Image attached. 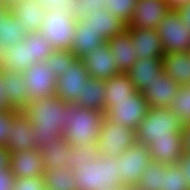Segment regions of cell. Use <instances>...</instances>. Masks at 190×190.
<instances>
[{"label":"cell","mask_w":190,"mask_h":190,"mask_svg":"<svg viewBox=\"0 0 190 190\" xmlns=\"http://www.w3.org/2000/svg\"><path fill=\"white\" fill-rule=\"evenodd\" d=\"M66 105L65 101L53 95L29 101L23 110L33 125L34 138L40 150L64 135Z\"/></svg>","instance_id":"cell-1"},{"label":"cell","mask_w":190,"mask_h":190,"mask_svg":"<svg viewBox=\"0 0 190 190\" xmlns=\"http://www.w3.org/2000/svg\"><path fill=\"white\" fill-rule=\"evenodd\" d=\"M77 190H120L126 187L120 177V159L100 156L78 165L72 171Z\"/></svg>","instance_id":"cell-2"},{"label":"cell","mask_w":190,"mask_h":190,"mask_svg":"<svg viewBox=\"0 0 190 190\" xmlns=\"http://www.w3.org/2000/svg\"><path fill=\"white\" fill-rule=\"evenodd\" d=\"M104 116L102 111L67 104L63 136L73 148L98 142Z\"/></svg>","instance_id":"cell-3"},{"label":"cell","mask_w":190,"mask_h":190,"mask_svg":"<svg viewBox=\"0 0 190 190\" xmlns=\"http://www.w3.org/2000/svg\"><path fill=\"white\" fill-rule=\"evenodd\" d=\"M182 127V121L169 108H149L136 128V140L149 147L155 140L171 139L175 133H181Z\"/></svg>","instance_id":"cell-4"},{"label":"cell","mask_w":190,"mask_h":190,"mask_svg":"<svg viewBox=\"0 0 190 190\" xmlns=\"http://www.w3.org/2000/svg\"><path fill=\"white\" fill-rule=\"evenodd\" d=\"M77 18L62 12L58 7L47 10L40 32L54 50H70L75 38Z\"/></svg>","instance_id":"cell-5"},{"label":"cell","mask_w":190,"mask_h":190,"mask_svg":"<svg viewBox=\"0 0 190 190\" xmlns=\"http://www.w3.org/2000/svg\"><path fill=\"white\" fill-rule=\"evenodd\" d=\"M137 143L135 131L129 127L117 125L104 116L98 137L100 155L118 158L128 148Z\"/></svg>","instance_id":"cell-6"},{"label":"cell","mask_w":190,"mask_h":190,"mask_svg":"<svg viewBox=\"0 0 190 190\" xmlns=\"http://www.w3.org/2000/svg\"><path fill=\"white\" fill-rule=\"evenodd\" d=\"M149 108L148 101L144 98L143 93L136 91L128 99L113 101L104 115L115 124L126 126L136 131Z\"/></svg>","instance_id":"cell-7"},{"label":"cell","mask_w":190,"mask_h":190,"mask_svg":"<svg viewBox=\"0 0 190 190\" xmlns=\"http://www.w3.org/2000/svg\"><path fill=\"white\" fill-rule=\"evenodd\" d=\"M164 54L190 51V29L186 27L177 10L170 9L157 27Z\"/></svg>","instance_id":"cell-8"},{"label":"cell","mask_w":190,"mask_h":190,"mask_svg":"<svg viewBox=\"0 0 190 190\" xmlns=\"http://www.w3.org/2000/svg\"><path fill=\"white\" fill-rule=\"evenodd\" d=\"M22 74L27 87L28 102L33 99H43L55 95L57 77L46 60L34 63Z\"/></svg>","instance_id":"cell-9"},{"label":"cell","mask_w":190,"mask_h":190,"mask_svg":"<svg viewBox=\"0 0 190 190\" xmlns=\"http://www.w3.org/2000/svg\"><path fill=\"white\" fill-rule=\"evenodd\" d=\"M120 159V177L126 187L137 186L143 171L152 161L148 147L136 143L118 156Z\"/></svg>","instance_id":"cell-10"},{"label":"cell","mask_w":190,"mask_h":190,"mask_svg":"<svg viewBox=\"0 0 190 190\" xmlns=\"http://www.w3.org/2000/svg\"><path fill=\"white\" fill-rule=\"evenodd\" d=\"M90 78L82 59L77 58L68 69L57 77L55 95L67 104H76L77 98L84 89L85 82Z\"/></svg>","instance_id":"cell-11"},{"label":"cell","mask_w":190,"mask_h":190,"mask_svg":"<svg viewBox=\"0 0 190 190\" xmlns=\"http://www.w3.org/2000/svg\"><path fill=\"white\" fill-rule=\"evenodd\" d=\"M81 59L91 78L107 80L121 73L115 65V57L107 42L93 52L85 54Z\"/></svg>","instance_id":"cell-12"},{"label":"cell","mask_w":190,"mask_h":190,"mask_svg":"<svg viewBox=\"0 0 190 190\" xmlns=\"http://www.w3.org/2000/svg\"><path fill=\"white\" fill-rule=\"evenodd\" d=\"M169 10L165 0H137L127 27L157 29Z\"/></svg>","instance_id":"cell-13"},{"label":"cell","mask_w":190,"mask_h":190,"mask_svg":"<svg viewBox=\"0 0 190 190\" xmlns=\"http://www.w3.org/2000/svg\"><path fill=\"white\" fill-rule=\"evenodd\" d=\"M11 132L8 134V141L5 144L11 153L26 149L38 150V144L34 138L33 125L28 116L20 111L10 123Z\"/></svg>","instance_id":"cell-14"},{"label":"cell","mask_w":190,"mask_h":190,"mask_svg":"<svg viewBox=\"0 0 190 190\" xmlns=\"http://www.w3.org/2000/svg\"><path fill=\"white\" fill-rule=\"evenodd\" d=\"M77 23L81 26H90L108 41L115 35L124 31L127 25L117 16L109 13L105 8H99L84 17H77Z\"/></svg>","instance_id":"cell-15"},{"label":"cell","mask_w":190,"mask_h":190,"mask_svg":"<svg viewBox=\"0 0 190 190\" xmlns=\"http://www.w3.org/2000/svg\"><path fill=\"white\" fill-rule=\"evenodd\" d=\"M9 167L15 178L42 177L45 168L41 150L26 149L11 153Z\"/></svg>","instance_id":"cell-16"},{"label":"cell","mask_w":190,"mask_h":190,"mask_svg":"<svg viewBox=\"0 0 190 190\" xmlns=\"http://www.w3.org/2000/svg\"><path fill=\"white\" fill-rule=\"evenodd\" d=\"M180 85L165 73L156 76L142 92L150 108H168L174 101Z\"/></svg>","instance_id":"cell-17"},{"label":"cell","mask_w":190,"mask_h":190,"mask_svg":"<svg viewBox=\"0 0 190 190\" xmlns=\"http://www.w3.org/2000/svg\"><path fill=\"white\" fill-rule=\"evenodd\" d=\"M8 108L23 111L28 104L27 87L22 73L0 69Z\"/></svg>","instance_id":"cell-18"},{"label":"cell","mask_w":190,"mask_h":190,"mask_svg":"<svg viewBox=\"0 0 190 190\" xmlns=\"http://www.w3.org/2000/svg\"><path fill=\"white\" fill-rule=\"evenodd\" d=\"M132 36V44L136 47V54L141 58H162L164 49L159 33L156 29L126 27Z\"/></svg>","instance_id":"cell-19"},{"label":"cell","mask_w":190,"mask_h":190,"mask_svg":"<svg viewBox=\"0 0 190 190\" xmlns=\"http://www.w3.org/2000/svg\"><path fill=\"white\" fill-rule=\"evenodd\" d=\"M8 7L14 17L24 25L27 33L40 31L47 9L37 0H18Z\"/></svg>","instance_id":"cell-20"},{"label":"cell","mask_w":190,"mask_h":190,"mask_svg":"<svg viewBox=\"0 0 190 190\" xmlns=\"http://www.w3.org/2000/svg\"><path fill=\"white\" fill-rule=\"evenodd\" d=\"M162 58H141L136 60L126 74L136 88V91L143 92L148 84H151L156 76L163 74Z\"/></svg>","instance_id":"cell-21"},{"label":"cell","mask_w":190,"mask_h":190,"mask_svg":"<svg viewBox=\"0 0 190 190\" xmlns=\"http://www.w3.org/2000/svg\"><path fill=\"white\" fill-rule=\"evenodd\" d=\"M107 44L115 57V65L122 73L131 69L136 60L139 59L136 54V47L132 44V36L127 29L110 38Z\"/></svg>","instance_id":"cell-22"},{"label":"cell","mask_w":190,"mask_h":190,"mask_svg":"<svg viewBox=\"0 0 190 190\" xmlns=\"http://www.w3.org/2000/svg\"><path fill=\"white\" fill-rule=\"evenodd\" d=\"M73 146L64 136L55 138L41 149L44 171H56L58 167H68L72 160Z\"/></svg>","instance_id":"cell-23"},{"label":"cell","mask_w":190,"mask_h":190,"mask_svg":"<svg viewBox=\"0 0 190 190\" xmlns=\"http://www.w3.org/2000/svg\"><path fill=\"white\" fill-rule=\"evenodd\" d=\"M163 72L177 82L190 84V51H174L162 57Z\"/></svg>","instance_id":"cell-24"},{"label":"cell","mask_w":190,"mask_h":190,"mask_svg":"<svg viewBox=\"0 0 190 190\" xmlns=\"http://www.w3.org/2000/svg\"><path fill=\"white\" fill-rule=\"evenodd\" d=\"M151 159L165 165H174L182 157L181 133H175L171 139L155 140L148 147Z\"/></svg>","instance_id":"cell-25"},{"label":"cell","mask_w":190,"mask_h":190,"mask_svg":"<svg viewBox=\"0 0 190 190\" xmlns=\"http://www.w3.org/2000/svg\"><path fill=\"white\" fill-rule=\"evenodd\" d=\"M34 63L36 62L31 58L30 44L23 38L18 44L4 48L0 69L23 73Z\"/></svg>","instance_id":"cell-26"},{"label":"cell","mask_w":190,"mask_h":190,"mask_svg":"<svg viewBox=\"0 0 190 190\" xmlns=\"http://www.w3.org/2000/svg\"><path fill=\"white\" fill-rule=\"evenodd\" d=\"M105 80L89 78L82 93L77 98V105L105 113Z\"/></svg>","instance_id":"cell-27"},{"label":"cell","mask_w":190,"mask_h":190,"mask_svg":"<svg viewBox=\"0 0 190 190\" xmlns=\"http://www.w3.org/2000/svg\"><path fill=\"white\" fill-rule=\"evenodd\" d=\"M75 38L71 51L77 58H82L85 54L93 52L98 46L106 43L105 39L90 26H81L76 23Z\"/></svg>","instance_id":"cell-28"},{"label":"cell","mask_w":190,"mask_h":190,"mask_svg":"<svg viewBox=\"0 0 190 190\" xmlns=\"http://www.w3.org/2000/svg\"><path fill=\"white\" fill-rule=\"evenodd\" d=\"M105 111L112 105L113 101H122L131 97L136 92L126 73L114 75L112 78L105 80Z\"/></svg>","instance_id":"cell-29"},{"label":"cell","mask_w":190,"mask_h":190,"mask_svg":"<svg viewBox=\"0 0 190 190\" xmlns=\"http://www.w3.org/2000/svg\"><path fill=\"white\" fill-rule=\"evenodd\" d=\"M26 34L24 25L9 10L0 18V43L4 48L18 44Z\"/></svg>","instance_id":"cell-30"},{"label":"cell","mask_w":190,"mask_h":190,"mask_svg":"<svg viewBox=\"0 0 190 190\" xmlns=\"http://www.w3.org/2000/svg\"><path fill=\"white\" fill-rule=\"evenodd\" d=\"M45 186L52 190H77L73 172L68 167H58L56 171H44Z\"/></svg>","instance_id":"cell-31"},{"label":"cell","mask_w":190,"mask_h":190,"mask_svg":"<svg viewBox=\"0 0 190 190\" xmlns=\"http://www.w3.org/2000/svg\"><path fill=\"white\" fill-rule=\"evenodd\" d=\"M164 164L151 161L149 166L144 169L142 179L137 184L139 190H162V174Z\"/></svg>","instance_id":"cell-32"},{"label":"cell","mask_w":190,"mask_h":190,"mask_svg":"<svg viewBox=\"0 0 190 190\" xmlns=\"http://www.w3.org/2000/svg\"><path fill=\"white\" fill-rule=\"evenodd\" d=\"M168 108L183 124H190V84L179 87L174 101Z\"/></svg>","instance_id":"cell-33"},{"label":"cell","mask_w":190,"mask_h":190,"mask_svg":"<svg viewBox=\"0 0 190 190\" xmlns=\"http://www.w3.org/2000/svg\"><path fill=\"white\" fill-rule=\"evenodd\" d=\"M24 39L27 44H30L31 58H34L35 62L46 60L54 51L53 47L40 31L27 33Z\"/></svg>","instance_id":"cell-34"},{"label":"cell","mask_w":190,"mask_h":190,"mask_svg":"<svg viewBox=\"0 0 190 190\" xmlns=\"http://www.w3.org/2000/svg\"><path fill=\"white\" fill-rule=\"evenodd\" d=\"M184 173L177 165H165L162 174V190H190Z\"/></svg>","instance_id":"cell-35"},{"label":"cell","mask_w":190,"mask_h":190,"mask_svg":"<svg viewBox=\"0 0 190 190\" xmlns=\"http://www.w3.org/2000/svg\"><path fill=\"white\" fill-rule=\"evenodd\" d=\"M100 149L98 142H94L90 145H80L74 147L72 150V160L68 168L73 171L78 168V165H84L87 162L94 161L100 157Z\"/></svg>","instance_id":"cell-36"},{"label":"cell","mask_w":190,"mask_h":190,"mask_svg":"<svg viewBox=\"0 0 190 190\" xmlns=\"http://www.w3.org/2000/svg\"><path fill=\"white\" fill-rule=\"evenodd\" d=\"M105 9L117 16L126 25L129 24L135 10L137 0H105Z\"/></svg>","instance_id":"cell-37"},{"label":"cell","mask_w":190,"mask_h":190,"mask_svg":"<svg viewBox=\"0 0 190 190\" xmlns=\"http://www.w3.org/2000/svg\"><path fill=\"white\" fill-rule=\"evenodd\" d=\"M77 59L71 50H54L46 59L56 77L64 73V70Z\"/></svg>","instance_id":"cell-38"},{"label":"cell","mask_w":190,"mask_h":190,"mask_svg":"<svg viewBox=\"0 0 190 190\" xmlns=\"http://www.w3.org/2000/svg\"><path fill=\"white\" fill-rule=\"evenodd\" d=\"M43 8L52 10L56 7L62 12L77 18L79 0H37Z\"/></svg>","instance_id":"cell-39"},{"label":"cell","mask_w":190,"mask_h":190,"mask_svg":"<svg viewBox=\"0 0 190 190\" xmlns=\"http://www.w3.org/2000/svg\"><path fill=\"white\" fill-rule=\"evenodd\" d=\"M19 112L12 108L0 111V146L7 143L8 134L11 132L10 123Z\"/></svg>","instance_id":"cell-40"},{"label":"cell","mask_w":190,"mask_h":190,"mask_svg":"<svg viewBox=\"0 0 190 190\" xmlns=\"http://www.w3.org/2000/svg\"><path fill=\"white\" fill-rule=\"evenodd\" d=\"M46 188L44 176L15 178L12 190H44Z\"/></svg>","instance_id":"cell-41"},{"label":"cell","mask_w":190,"mask_h":190,"mask_svg":"<svg viewBox=\"0 0 190 190\" xmlns=\"http://www.w3.org/2000/svg\"><path fill=\"white\" fill-rule=\"evenodd\" d=\"M105 0H79L77 17H84L95 9L105 8Z\"/></svg>","instance_id":"cell-42"},{"label":"cell","mask_w":190,"mask_h":190,"mask_svg":"<svg viewBox=\"0 0 190 190\" xmlns=\"http://www.w3.org/2000/svg\"><path fill=\"white\" fill-rule=\"evenodd\" d=\"M14 182L15 177L10 167L7 169H0V190H12Z\"/></svg>","instance_id":"cell-43"},{"label":"cell","mask_w":190,"mask_h":190,"mask_svg":"<svg viewBox=\"0 0 190 190\" xmlns=\"http://www.w3.org/2000/svg\"><path fill=\"white\" fill-rule=\"evenodd\" d=\"M177 165L183 171V176L186 178L190 187V153L183 152L182 157L178 160Z\"/></svg>","instance_id":"cell-44"},{"label":"cell","mask_w":190,"mask_h":190,"mask_svg":"<svg viewBox=\"0 0 190 190\" xmlns=\"http://www.w3.org/2000/svg\"><path fill=\"white\" fill-rule=\"evenodd\" d=\"M181 137L183 152L190 153V124H183Z\"/></svg>","instance_id":"cell-45"},{"label":"cell","mask_w":190,"mask_h":190,"mask_svg":"<svg viewBox=\"0 0 190 190\" xmlns=\"http://www.w3.org/2000/svg\"><path fill=\"white\" fill-rule=\"evenodd\" d=\"M10 155V152L5 146H0V169L9 168Z\"/></svg>","instance_id":"cell-46"},{"label":"cell","mask_w":190,"mask_h":190,"mask_svg":"<svg viewBox=\"0 0 190 190\" xmlns=\"http://www.w3.org/2000/svg\"><path fill=\"white\" fill-rule=\"evenodd\" d=\"M181 19L184 21L186 27L190 29V3L177 9Z\"/></svg>","instance_id":"cell-47"},{"label":"cell","mask_w":190,"mask_h":190,"mask_svg":"<svg viewBox=\"0 0 190 190\" xmlns=\"http://www.w3.org/2000/svg\"><path fill=\"white\" fill-rule=\"evenodd\" d=\"M169 6V9L177 10L179 7H182L190 3V0H165Z\"/></svg>","instance_id":"cell-48"},{"label":"cell","mask_w":190,"mask_h":190,"mask_svg":"<svg viewBox=\"0 0 190 190\" xmlns=\"http://www.w3.org/2000/svg\"><path fill=\"white\" fill-rule=\"evenodd\" d=\"M2 85H3V82H2V79H1V73H0V111L8 109L7 101H6L5 97H4V90H3Z\"/></svg>","instance_id":"cell-49"},{"label":"cell","mask_w":190,"mask_h":190,"mask_svg":"<svg viewBox=\"0 0 190 190\" xmlns=\"http://www.w3.org/2000/svg\"><path fill=\"white\" fill-rule=\"evenodd\" d=\"M9 7L6 6L2 0H0V11H8Z\"/></svg>","instance_id":"cell-50"},{"label":"cell","mask_w":190,"mask_h":190,"mask_svg":"<svg viewBox=\"0 0 190 190\" xmlns=\"http://www.w3.org/2000/svg\"><path fill=\"white\" fill-rule=\"evenodd\" d=\"M3 3L6 5V6H10L13 2L15 1H18V0H2Z\"/></svg>","instance_id":"cell-51"},{"label":"cell","mask_w":190,"mask_h":190,"mask_svg":"<svg viewBox=\"0 0 190 190\" xmlns=\"http://www.w3.org/2000/svg\"><path fill=\"white\" fill-rule=\"evenodd\" d=\"M120 190H139V189L136 186H130V187L121 188Z\"/></svg>","instance_id":"cell-52"},{"label":"cell","mask_w":190,"mask_h":190,"mask_svg":"<svg viewBox=\"0 0 190 190\" xmlns=\"http://www.w3.org/2000/svg\"><path fill=\"white\" fill-rule=\"evenodd\" d=\"M3 52H4V47H3V45L0 43V63H1V60H2Z\"/></svg>","instance_id":"cell-53"},{"label":"cell","mask_w":190,"mask_h":190,"mask_svg":"<svg viewBox=\"0 0 190 190\" xmlns=\"http://www.w3.org/2000/svg\"><path fill=\"white\" fill-rule=\"evenodd\" d=\"M7 11H0V18L6 13Z\"/></svg>","instance_id":"cell-54"}]
</instances>
